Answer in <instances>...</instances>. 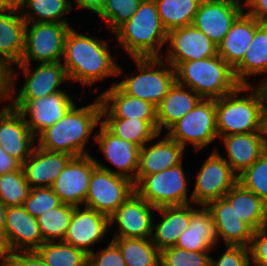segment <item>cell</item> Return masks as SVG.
<instances>
[{
  "label": "cell",
  "instance_id": "obj_40",
  "mask_svg": "<svg viewBox=\"0 0 267 266\" xmlns=\"http://www.w3.org/2000/svg\"><path fill=\"white\" fill-rule=\"evenodd\" d=\"M30 189L22 167L0 175V201L6 207L23 205Z\"/></svg>",
  "mask_w": 267,
  "mask_h": 266
},
{
  "label": "cell",
  "instance_id": "obj_18",
  "mask_svg": "<svg viewBox=\"0 0 267 266\" xmlns=\"http://www.w3.org/2000/svg\"><path fill=\"white\" fill-rule=\"evenodd\" d=\"M43 243L37 218L29 215L22 205L7 207L1 248L6 253L36 251Z\"/></svg>",
  "mask_w": 267,
  "mask_h": 266
},
{
  "label": "cell",
  "instance_id": "obj_36",
  "mask_svg": "<svg viewBox=\"0 0 267 266\" xmlns=\"http://www.w3.org/2000/svg\"><path fill=\"white\" fill-rule=\"evenodd\" d=\"M119 247L126 266H160L161 251L151 238H111Z\"/></svg>",
  "mask_w": 267,
  "mask_h": 266
},
{
  "label": "cell",
  "instance_id": "obj_33",
  "mask_svg": "<svg viewBox=\"0 0 267 266\" xmlns=\"http://www.w3.org/2000/svg\"><path fill=\"white\" fill-rule=\"evenodd\" d=\"M239 218L254 231L267 228V204L237 182L224 196Z\"/></svg>",
  "mask_w": 267,
  "mask_h": 266
},
{
  "label": "cell",
  "instance_id": "obj_22",
  "mask_svg": "<svg viewBox=\"0 0 267 266\" xmlns=\"http://www.w3.org/2000/svg\"><path fill=\"white\" fill-rule=\"evenodd\" d=\"M186 150L166 133H158L139 150L136 182L144 175L156 174L181 163Z\"/></svg>",
  "mask_w": 267,
  "mask_h": 266
},
{
  "label": "cell",
  "instance_id": "obj_39",
  "mask_svg": "<svg viewBox=\"0 0 267 266\" xmlns=\"http://www.w3.org/2000/svg\"><path fill=\"white\" fill-rule=\"evenodd\" d=\"M74 206L62 203L37 217L44 242L63 241L71 222Z\"/></svg>",
  "mask_w": 267,
  "mask_h": 266
},
{
  "label": "cell",
  "instance_id": "obj_48",
  "mask_svg": "<svg viewBox=\"0 0 267 266\" xmlns=\"http://www.w3.org/2000/svg\"><path fill=\"white\" fill-rule=\"evenodd\" d=\"M6 266H48L37 251L6 253Z\"/></svg>",
  "mask_w": 267,
  "mask_h": 266
},
{
  "label": "cell",
  "instance_id": "obj_58",
  "mask_svg": "<svg viewBox=\"0 0 267 266\" xmlns=\"http://www.w3.org/2000/svg\"><path fill=\"white\" fill-rule=\"evenodd\" d=\"M232 1H235V2H238V3L242 4V5H244L247 0H232Z\"/></svg>",
  "mask_w": 267,
  "mask_h": 266
},
{
  "label": "cell",
  "instance_id": "obj_21",
  "mask_svg": "<svg viewBox=\"0 0 267 266\" xmlns=\"http://www.w3.org/2000/svg\"><path fill=\"white\" fill-rule=\"evenodd\" d=\"M0 144L8 155L21 164L30 156L36 145V138L24 117L9 104L0 109Z\"/></svg>",
  "mask_w": 267,
  "mask_h": 266
},
{
  "label": "cell",
  "instance_id": "obj_44",
  "mask_svg": "<svg viewBox=\"0 0 267 266\" xmlns=\"http://www.w3.org/2000/svg\"><path fill=\"white\" fill-rule=\"evenodd\" d=\"M60 198L53 192L51 187L31 188L28 197L23 203L25 211L37 218L42 213L61 205Z\"/></svg>",
  "mask_w": 267,
  "mask_h": 266
},
{
  "label": "cell",
  "instance_id": "obj_41",
  "mask_svg": "<svg viewBox=\"0 0 267 266\" xmlns=\"http://www.w3.org/2000/svg\"><path fill=\"white\" fill-rule=\"evenodd\" d=\"M143 0H107L102 12L97 16L105 22L111 35L125 22L129 21L139 9Z\"/></svg>",
  "mask_w": 267,
  "mask_h": 266
},
{
  "label": "cell",
  "instance_id": "obj_35",
  "mask_svg": "<svg viewBox=\"0 0 267 266\" xmlns=\"http://www.w3.org/2000/svg\"><path fill=\"white\" fill-rule=\"evenodd\" d=\"M101 123L116 137L140 148L158 134L157 120L101 118Z\"/></svg>",
  "mask_w": 267,
  "mask_h": 266
},
{
  "label": "cell",
  "instance_id": "obj_32",
  "mask_svg": "<svg viewBox=\"0 0 267 266\" xmlns=\"http://www.w3.org/2000/svg\"><path fill=\"white\" fill-rule=\"evenodd\" d=\"M202 98L192 89L176 82L156 107L157 131L165 133L192 110Z\"/></svg>",
  "mask_w": 267,
  "mask_h": 266
},
{
  "label": "cell",
  "instance_id": "obj_53",
  "mask_svg": "<svg viewBox=\"0 0 267 266\" xmlns=\"http://www.w3.org/2000/svg\"><path fill=\"white\" fill-rule=\"evenodd\" d=\"M260 133L265 151H267V102L262 110Z\"/></svg>",
  "mask_w": 267,
  "mask_h": 266
},
{
  "label": "cell",
  "instance_id": "obj_25",
  "mask_svg": "<svg viewBox=\"0 0 267 266\" xmlns=\"http://www.w3.org/2000/svg\"><path fill=\"white\" fill-rule=\"evenodd\" d=\"M99 98L102 103L101 118H137L140 120H157L156 107L140 98L125 94L116 84L101 90Z\"/></svg>",
  "mask_w": 267,
  "mask_h": 266
},
{
  "label": "cell",
  "instance_id": "obj_42",
  "mask_svg": "<svg viewBox=\"0 0 267 266\" xmlns=\"http://www.w3.org/2000/svg\"><path fill=\"white\" fill-rule=\"evenodd\" d=\"M238 182L267 204V151L238 176Z\"/></svg>",
  "mask_w": 267,
  "mask_h": 266
},
{
  "label": "cell",
  "instance_id": "obj_11",
  "mask_svg": "<svg viewBox=\"0 0 267 266\" xmlns=\"http://www.w3.org/2000/svg\"><path fill=\"white\" fill-rule=\"evenodd\" d=\"M198 172L192 190V203L206 206L209 202L222 198L238 182V176L231 170L230 165L223 159L219 147L214 144Z\"/></svg>",
  "mask_w": 267,
  "mask_h": 266
},
{
  "label": "cell",
  "instance_id": "obj_30",
  "mask_svg": "<svg viewBox=\"0 0 267 266\" xmlns=\"http://www.w3.org/2000/svg\"><path fill=\"white\" fill-rule=\"evenodd\" d=\"M25 26L26 22L18 9L0 8V60L9 68L21 61Z\"/></svg>",
  "mask_w": 267,
  "mask_h": 266
},
{
  "label": "cell",
  "instance_id": "obj_19",
  "mask_svg": "<svg viewBox=\"0 0 267 266\" xmlns=\"http://www.w3.org/2000/svg\"><path fill=\"white\" fill-rule=\"evenodd\" d=\"M109 232L111 231L108 216L84 206H74L63 242L89 254L96 249L94 247H97V244L100 246L106 235L112 236Z\"/></svg>",
  "mask_w": 267,
  "mask_h": 266
},
{
  "label": "cell",
  "instance_id": "obj_6",
  "mask_svg": "<svg viewBox=\"0 0 267 266\" xmlns=\"http://www.w3.org/2000/svg\"><path fill=\"white\" fill-rule=\"evenodd\" d=\"M174 69L176 83L192 89L203 99L221 98L240 85L233 68L218 54L179 63Z\"/></svg>",
  "mask_w": 267,
  "mask_h": 266
},
{
  "label": "cell",
  "instance_id": "obj_38",
  "mask_svg": "<svg viewBox=\"0 0 267 266\" xmlns=\"http://www.w3.org/2000/svg\"><path fill=\"white\" fill-rule=\"evenodd\" d=\"M48 266H87L88 254L63 241L44 242L37 250Z\"/></svg>",
  "mask_w": 267,
  "mask_h": 266
},
{
  "label": "cell",
  "instance_id": "obj_57",
  "mask_svg": "<svg viewBox=\"0 0 267 266\" xmlns=\"http://www.w3.org/2000/svg\"><path fill=\"white\" fill-rule=\"evenodd\" d=\"M261 87L263 88L265 92L266 102H267V80L261 85Z\"/></svg>",
  "mask_w": 267,
  "mask_h": 266
},
{
  "label": "cell",
  "instance_id": "obj_52",
  "mask_svg": "<svg viewBox=\"0 0 267 266\" xmlns=\"http://www.w3.org/2000/svg\"><path fill=\"white\" fill-rule=\"evenodd\" d=\"M22 164L14 157L8 155L0 144V175L19 170Z\"/></svg>",
  "mask_w": 267,
  "mask_h": 266
},
{
  "label": "cell",
  "instance_id": "obj_8",
  "mask_svg": "<svg viewBox=\"0 0 267 266\" xmlns=\"http://www.w3.org/2000/svg\"><path fill=\"white\" fill-rule=\"evenodd\" d=\"M33 65V63H19L11 68L10 99H40L65 90L62 88L64 84L69 85L62 62L36 63V67ZM20 74L23 78L25 76V81L17 89Z\"/></svg>",
  "mask_w": 267,
  "mask_h": 266
},
{
  "label": "cell",
  "instance_id": "obj_20",
  "mask_svg": "<svg viewBox=\"0 0 267 266\" xmlns=\"http://www.w3.org/2000/svg\"><path fill=\"white\" fill-rule=\"evenodd\" d=\"M243 12L244 5L232 0H201L192 25L218 46Z\"/></svg>",
  "mask_w": 267,
  "mask_h": 266
},
{
  "label": "cell",
  "instance_id": "obj_55",
  "mask_svg": "<svg viewBox=\"0 0 267 266\" xmlns=\"http://www.w3.org/2000/svg\"><path fill=\"white\" fill-rule=\"evenodd\" d=\"M21 0H0V8L18 9Z\"/></svg>",
  "mask_w": 267,
  "mask_h": 266
},
{
  "label": "cell",
  "instance_id": "obj_34",
  "mask_svg": "<svg viewBox=\"0 0 267 266\" xmlns=\"http://www.w3.org/2000/svg\"><path fill=\"white\" fill-rule=\"evenodd\" d=\"M18 10L26 23L62 24H71L67 18L73 11L70 0H21Z\"/></svg>",
  "mask_w": 267,
  "mask_h": 266
},
{
  "label": "cell",
  "instance_id": "obj_50",
  "mask_svg": "<svg viewBox=\"0 0 267 266\" xmlns=\"http://www.w3.org/2000/svg\"><path fill=\"white\" fill-rule=\"evenodd\" d=\"M244 11L259 23H267V0H247Z\"/></svg>",
  "mask_w": 267,
  "mask_h": 266
},
{
  "label": "cell",
  "instance_id": "obj_46",
  "mask_svg": "<svg viewBox=\"0 0 267 266\" xmlns=\"http://www.w3.org/2000/svg\"><path fill=\"white\" fill-rule=\"evenodd\" d=\"M223 250L218 258L211 255L210 266H251L248 247L225 245Z\"/></svg>",
  "mask_w": 267,
  "mask_h": 266
},
{
  "label": "cell",
  "instance_id": "obj_49",
  "mask_svg": "<svg viewBox=\"0 0 267 266\" xmlns=\"http://www.w3.org/2000/svg\"><path fill=\"white\" fill-rule=\"evenodd\" d=\"M10 90L11 68H9L3 61L0 60V107L9 104Z\"/></svg>",
  "mask_w": 267,
  "mask_h": 266
},
{
  "label": "cell",
  "instance_id": "obj_43",
  "mask_svg": "<svg viewBox=\"0 0 267 266\" xmlns=\"http://www.w3.org/2000/svg\"><path fill=\"white\" fill-rule=\"evenodd\" d=\"M211 254L172 246L161 251L160 266H210Z\"/></svg>",
  "mask_w": 267,
  "mask_h": 266
},
{
  "label": "cell",
  "instance_id": "obj_37",
  "mask_svg": "<svg viewBox=\"0 0 267 266\" xmlns=\"http://www.w3.org/2000/svg\"><path fill=\"white\" fill-rule=\"evenodd\" d=\"M201 0H155L163 27L168 31L192 25Z\"/></svg>",
  "mask_w": 267,
  "mask_h": 266
},
{
  "label": "cell",
  "instance_id": "obj_26",
  "mask_svg": "<svg viewBox=\"0 0 267 266\" xmlns=\"http://www.w3.org/2000/svg\"><path fill=\"white\" fill-rule=\"evenodd\" d=\"M158 215L161 218L158 219ZM192 215L193 203L183 206L158 207L154 214L157 220L153 219L152 243L160 251L175 246L180 234L189 227Z\"/></svg>",
  "mask_w": 267,
  "mask_h": 266
},
{
  "label": "cell",
  "instance_id": "obj_15",
  "mask_svg": "<svg viewBox=\"0 0 267 266\" xmlns=\"http://www.w3.org/2000/svg\"><path fill=\"white\" fill-rule=\"evenodd\" d=\"M156 209L132 193L109 217L110 230L117 227L113 238H151Z\"/></svg>",
  "mask_w": 267,
  "mask_h": 266
},
{
  "label": "cell",
  "instance_id": "obj_29",
  "mask_svg": "<svg viewBox=\"0 0 267 266\" xmlns=\"http://www.w3.org/2000/svg\"><path fill=\"white\" fill-rule=\"evenodd\" d=\"M218 139L223 143L227 155L226 157L223 156V159L237 176L249 168L265 152L260 132L231 134Z\"/></svg>",
  "mask_w": 267,
  "mask_h": 266
},
{
  "label": "cell",
  "instance_id": "obj_16",
  "mask_svg": "<svg viewBox=\"0 0 267 266\" xmlns=\"http://www.w3.org/2000/svg\"><path fill=\"white\" fill-rule=\"evenodd\" d=\"M162 58L174 68L182 62L214 57L217 45L193 25L174 28L167 34Z\"/></svg>",
  "mask_w": 267,
  "mask_h": 266
},
{
  "label": "cell",
  "instance_id": "obj_24",
  "mask_svg": "<svg viewBox=\"0 0 267 266\" xmlns=\"http://www.w3.org/2000/svg\"><path fill=\"white\" fill-rule=\"evenodd\" d=\"M206 207L215 222L220 246L222 242L223 245L249 246L254 230L239 218L225 197L209 202Z\"/></svg>",
  "mask_w": 267,
  "mask_h": 266
},
{
  "label": "cell",
  "instance_id": "obj_23",
  "mask_svg": "<svg viewBox=\"0 0 267 266\" xmlns=\"http://www.w3.org/2000/svg\"><path fill=\"white\" fill-rule=\"evenodd\" d=\"M72 157L64 152H51L35 145L30 156L22 164L30 188L52 187Z\"/></svg>",
  "mask_w": 267,
  "mask_h": 266
},
{
  "label": "cell",
  "instance_id": "obj_1",
  "mask_svg": "<svg viewBox=\"0 0 267 266\" xmlns=\"http://www.w3.org/2000/svg\"><path fill=\"white\" fill-rule=\"evenodd\" d=\"M81 31L71 27L67 33L64 45V55L62 65L65 67L69 84L76 83L85 88L91 89L97 82L105 81L107 78H117L119 61L117 56L111 54L108 38L99 39L98 37L86 35Z\"/></svg>",
  "mask_w": 267,
  "mask_h": 266
},
{
  "label": "cell",
  "instance_id": "obj_17",
  "mask_svg": "<svg viewBox=\"0 0 267 266\" xmlns=\"http://www.w3.org/2000/svg\"><path fill=\"white\" fill-rule=\"evenodd\" d=\"M96 167L93 154L72 157L52 184L53 192L62 203L84 206L90 177Z\"/></svg>",
  "mask_w": 267,
  "mask_h": 266
},
{
  "label": "cell",
  "instance_id": "obj_7",
  "mask_svg": "<svg viewBox=\"0 0 267 266\" xmlns=\"http://www.w3.org/2000/svg\"><path fill=\"white\" fill-rule=\"evenodd\" d=\"M183 163L184 160L159 173L142 176L134 184L135 192L156 208L192 204L189 179L194 176L186 175Z\"/></svg>",
  "mask_w": 267,
  "mask_h": 266
},
{
  "label": "cell",
  "instance_id": "obj_45",
  "mask_svg": "<svg viewBox=\"0 0 267 266\" xmlns=\"http://www.w3.org/2000/svg\"><path fill=\"white\" fill-rule=\"evenodd\" d=\"M104 248H99L88 254L89 266H126L119 247L111 240Z\"/></svg>",
  "mask_w": 267,
  "mask_h": 266
},
{
  "label": "cell",
  "instance_id": "obj_9",
  "mask_svg": "<svg viewBox=\"0 0 267 266\" xmlns=\"http://www.w3.org/2000/svg\"><path fill=\"white\" fill-rule=\"evenodd\" d=\"M165 133L185 149L191 146L196 153L205 150L219 138L216 126V99L202 98Z\"/></svg>",
  "mask_w": 267,
  "mask_h": 266
},
{
  "label": "cell",
  "instance_id": "obj_2",
  "mask_svg": "<svg viewBox=\"0 0 267 266\" xmlns=\"http://www.w3.org/2000/svg\"><path fill=\"white\" fill-rule=\"evenodd\" d=\"M84 104L76 102L58 122L36 138V145L73 157L91 154L87 147L91 146V140L95 144V135L101 123L102 103L96 96L92 103Z\"/></svg>",
  "mask_w": 267,
  "mask_h": 266
},
{
  "label": "cell",
  "instance_id": "obj_10",
  "mask_svg": "<svg viewBox=\"0 0 267 266\" xmlns=\"http://www.w3.org/2000/svg\"><path fill=\"white\" fill-rule=\"evenodd\" d=\"M72 26L58 22L26 23L20 63L62 62L65 39Z\"/></svg>",
  "mask_w": 267,
  "mask_h": 266
},
{
  "label": "cell",
  "instance_id": "obj_3",
  "mask_svg": "<svg viewBox=\"0 0 267 266\" xmlns=\"http://www.w3.org/2000/svg\"><path fill=\"white\" fill-rule=\"evenodd\" d=\"M155 0H143L129 21L113 34L115 45L130 58L162 57L167 42Z\"/></svg>",
  "mask_w": 267,
  "mask_h": 266
},
{
  "label": "cell",
  "instance_id": "obj_31",
  "mask_svg": "<svg viewBox=\"0 0 267 266\" xmlns=\"http://www.w3.org/2000/svg\"><path fill=\"white\" fill-rule=\"evenodd\" d=\"M260 23L245 11L217 46V54L233 69L242 61Z\"/></svg>",
  "mask_w": 267,
  "mask_h": 266
},
{
  "label": "cell",
  "instance_id": "obj_5",
  "mask_svg": "<svg viewBox=\"0 0 267 266\" xmlns=\"http://www.w3.org/2000/svg\"><path fill=\"white\" fill-rule=\"evenodd\" d=\"M130 59L134 62L135 71L128 75L123 69L125 65L122 67L119 64L117 70L119 81L112 82L108 87L116 84L125 94L140 98L157 107L176 82L174 67L162 57Z\"/></svg>",
  "mask_w": 267,
  "mask_h": 266
},
{
  "label": "cell",
  "instance_id": "obj_28",
  "mask_svg": "<svg viewBox=\"0 0 267 266\" xmlns=\"http://www.w3.org/2000/svg\"><path fill=\"white\" fill-rule=\"evenodd\" d=\"M233 72L240 85H262L267 80V23L258 25L244 58ZM254 77L259 78L258 82Z\"/></svg>",
  "mask_w": 267,
  "mask_h": 266
},
{
  "label": "cell",
  "instance_id": "obj_13",
  "mask_svg": "<svg viewBox=\"0 0 267 266\" xmlns=\"http://www.w3.org/2000/svg\"><path fill=\"white\" fill-rule=\"evenodd\" d=\"M135 192L130 179L96 167L90 177L84 207L110 217Z\"/></svg>",
  "mask_w": 267,
  "mask_h": 266
},
{
  "label": "cell",
  "instance_id": "obj_27",
  "mask_svg": "<svg viewBox=\"0 0 267 266\" xmlns=\"http://www.w3.org/2000/svg\"><path fill=\"white\" fill-rule=\"evenodd\" d=\"M215 222L206 206L193 204L189 227L180 234L176 247L187 251L216 252L220 247Z\"/></svg>",
  "mask_w": 267,
  "mask_h": 266
},
{
  "label": "cell",
  "instance_id": "obj_12",
  "mask_svg": "<svg viewBox=\"0 0 267 266\" xmlns=\"http://www.w3.org/2000/svg\"><path fill=\"white\" fill-rule=\"evenodd\" d=\"M67 90L40 99H10L9 105L18 110L30 131L37 138L45 129L58 122L76 103L74 93Z\"/></svg>",
  "mask_w": 267,
  "mask_h": 266
},
{
  "label": "cell",
  "instance_id": "obj_4",
  "mask_svg": "<svg viewBox=\"0 0 267 266\" xmlns=\"http://www.w3.org/2000/svg\"><path fill=\"white\" fill-rule=\"evenodd\" d=\"M266 96L261 85H239L216 99L218 136L260 132Z\"/></svg>",
  "mask_w": 267,
  "mask_h": 266
},
{
  "label": "cell",
  "instance_id": "obj_14",
  "mask_svg": "<svg viewBox=\"0 0 267 266\" xmlns=\"http://www.w3.org/2000/svg\"><path fill=\"white\" fill-rule=\"evenodd\" d=\"M95 145L96 147L98 145V151L103 155L101 159H104V163H102L100 158L94 157L97 167L136 183V174L139 168V146L116 137L102 123L97 128ZM107 162L110 166L107 165Z\"/></svg>",
  "mask_w": 267,
  "mask_h": 266
},
{
  "label": "cell",
  "instance_id": "obj_54",
  "mask_svg": "<svg viewBox=\"0 0 267 266\" xmlns=\"http://www.w3.org/2000/svg\"><path fill=\"white\" fill-rule=\"evenodd\" d=\"M6 209H7V207L0 201V240L3 237Z\"/></svg>",
  "mask_w": 267,
  "mask_h": 266
},
{
  "label": "cell",
  "instance_id": "obj_59",
  "mask_svg": "<svg viewBox=\"0 0 267 266\" xmlns=\"http://www.w3.org/2000/svg\"><path fill=\"white\" fill-rule=\"evenodd\" d=\"M0 252H5V251L1 248V246H0Z\"/></svg>",
  "mask_w": 267,
  "mask_h": 266
},
{
  "label": "cell",
  "instance_id": "obj_47",
  "mask_svg": "<svg viewBox=\"0 0 267 266\" xmlns=\"http://www.w3.org/2000/svg\"><path fill=\"white\" fill-rule=\"evenodd\" d=\"M248 250L251 266H267V228L254 231Z\"/></svg>",
  "mask_w": 267,
  "mask_h": 266
},
{
  "label": "cell",
  "instance_id": "obj_51",
  "mask_svg": "<svg viewBox=\"0 0 267 266\" xmlns=\"http://www.w3.org/2000/svg\"><path fill=\"white\" fill-rule=\"evenodd\" d=\"M75 1V2H74ZM107 0H70L72 9H81L80 11H89L96 17L102 12Z\"/></svg>",
  "mask_w": 267,
  "mask_h": 266
},
{
  "label": "cell",
  "instance_id": "obj_56",
  "mask_svg": "<svg viewBox=\"0 0 267 266\" xmlns=\"http://www.w3.org/2000/svg\"><path fill=\"white\" fill-rule=\"evenodd\" d=\"M0 266H6V252H0Z\"/></svg>",
  "mask_w": 267,
  "mask_h": 266
}]
</instances>
